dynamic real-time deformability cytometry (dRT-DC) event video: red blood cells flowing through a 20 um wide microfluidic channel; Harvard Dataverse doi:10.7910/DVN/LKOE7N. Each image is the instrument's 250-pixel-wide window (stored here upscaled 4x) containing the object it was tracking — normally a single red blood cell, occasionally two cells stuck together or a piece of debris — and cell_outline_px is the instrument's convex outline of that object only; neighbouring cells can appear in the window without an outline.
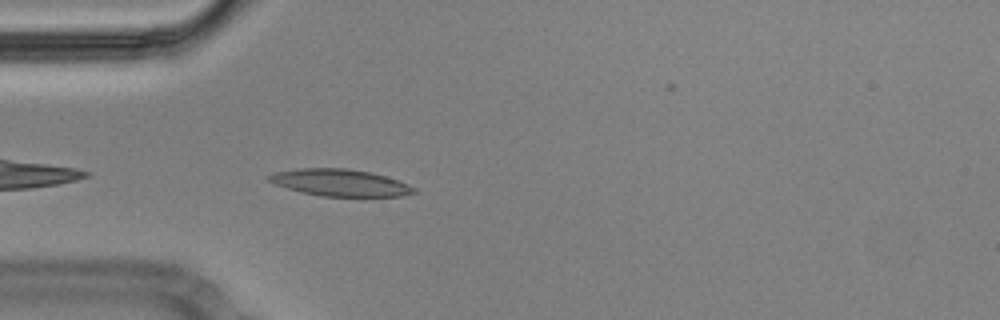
{"species": "Egyptian fruit bat (a non-hibernating species)", "species_latin": "Rousettus aegyptiacus", "temperature_condition": "cold", "stored_images_in_passage": 17, "camera_frame_rate_fps": 3000, "um_per_image_px": 0.085, "animal": {"sex": "male"}, "frame": {"image": 1, "passage_image": 3, "time_ms": 0.667, "image_size_px": [1000, 320], "cell_outline_px": [[416, 192], [404, 196], [320, 196], [300, 192], [276, 184], [268, 180], [268, 176], [276, 172], [300, 168], [348, 168], [372, 172], [408, 184], [416, 188]], "centroid_in_image_um": [28.93, 15.53], "position_along_channel_um": 56.1, "area_um2": 22.6}}
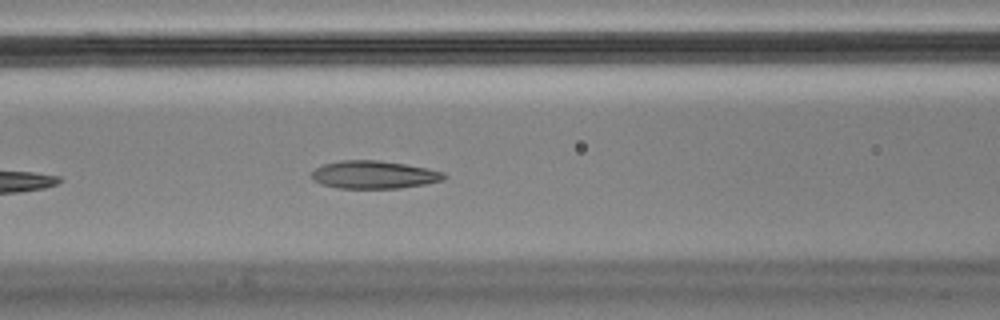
{"frame": {"image": 2, "passage_image": 10, "time_ms": 3.0, "image_size_px": [1000, 320], "cell_outline_px": [[448, 176], [444, 180], [424, 184], [400, 188], [340, 188], [320, 184], [312, 180], [312, 172], [316, 168], [324, 164], [340, 160], [380, 160], [404, 164], [444, 172]], "centroid_in_image_um": [31.78, 14.85], "position_along_channel_um": 134.8, "area_um2": 21.44}}